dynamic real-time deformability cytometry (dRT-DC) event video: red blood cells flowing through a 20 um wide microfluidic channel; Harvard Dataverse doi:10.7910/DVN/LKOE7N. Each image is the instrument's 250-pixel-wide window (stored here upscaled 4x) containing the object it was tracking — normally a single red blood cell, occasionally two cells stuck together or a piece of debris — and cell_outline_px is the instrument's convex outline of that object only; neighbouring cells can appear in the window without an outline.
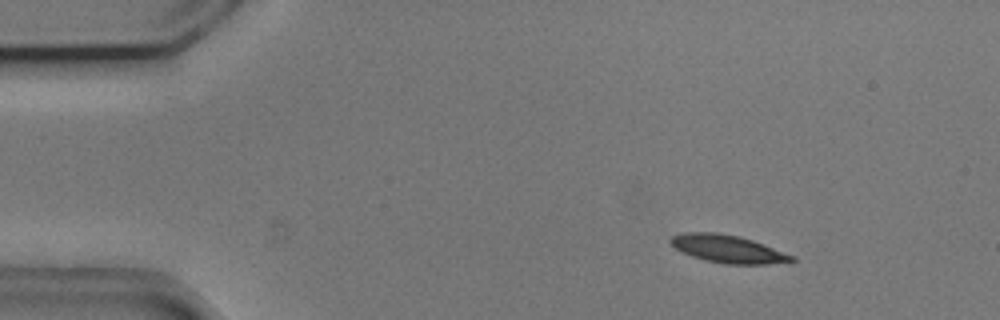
{"species": "common noctule bat (a hibernating species)", "species_latin": "Nyctalus noctula", "temperature_condition": "cold", "stored_images_in_passage": 50, "camera_frame_rate_fps": 3000, "um_per_image_px": 0.085, "animal": {"sex": "male", "body_mass_g": 20.5, "forearm_length_mm": 52.5}, "frame": {"image": 1, "passage_image": 3, "time_ms": 0.667, "image_size_px": [1000, 320], "cell_outline_px": [[792, 260], [752, 264], [744, 264], [712, 260], [696, 256], [672, 244], [672, 240], [676, 236], [732, 236], [748, 240], [760, 244], [792, 256]], "centroid_in_image_um": [61.99, 21.22], "position_along_channel_um": 23.0, "area_um2": 16.07}}
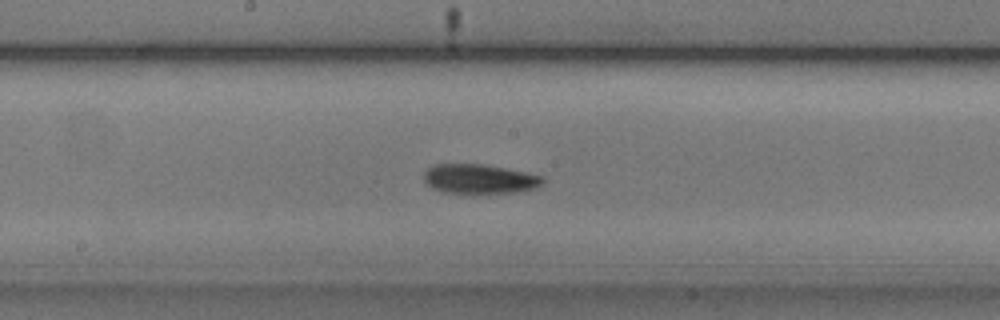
{"frame": {"image": 2, "passage_image": 24, "time_ms": 7.667, "image_size_px": [1000, 320], "cell_outline_px": [[540, 180], [536, 184], [524, 188], [484, 192], [468, 192], [444, 188], [432, 184], [428, 180], [428, 172], [432, 168], [452, 164], [464, 164], [496, 168], [536, 176]], "centroid_in_image_um": [40.7, 15.17], "position_along_channel_um": 207.5, "area_um2": 16.47}}
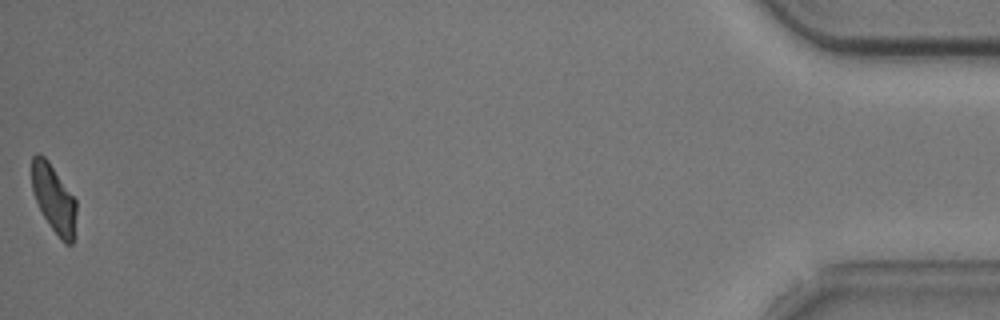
{"frame": {"image": 3, "passage_image": 50, "time_ms": 16.333, "image_size_px": [1000, 320], "cell_outline_px": [[76, 208], [72, 244], [68, 244], [52, 228], [44, 216], [36, 200], [32, 188], [32, 156], [44, 156], [76, 200]], "centroid_in_image_um": [4.57, 16.87], "position_along_channel_um": 430.6, "area_um2": 16.65}, "authors_computed_cell_mechanics": {"area_um2": 16.184, "velocity_mm_per_s": 3.6981, "shape_relaxation_time_tau1_ms": 3.0233, "shape_relaxation_time_tau2_ms": 3.377, "deformation_change_tau1": 0.1175, "deformation_change_tau2": 0.1156}}